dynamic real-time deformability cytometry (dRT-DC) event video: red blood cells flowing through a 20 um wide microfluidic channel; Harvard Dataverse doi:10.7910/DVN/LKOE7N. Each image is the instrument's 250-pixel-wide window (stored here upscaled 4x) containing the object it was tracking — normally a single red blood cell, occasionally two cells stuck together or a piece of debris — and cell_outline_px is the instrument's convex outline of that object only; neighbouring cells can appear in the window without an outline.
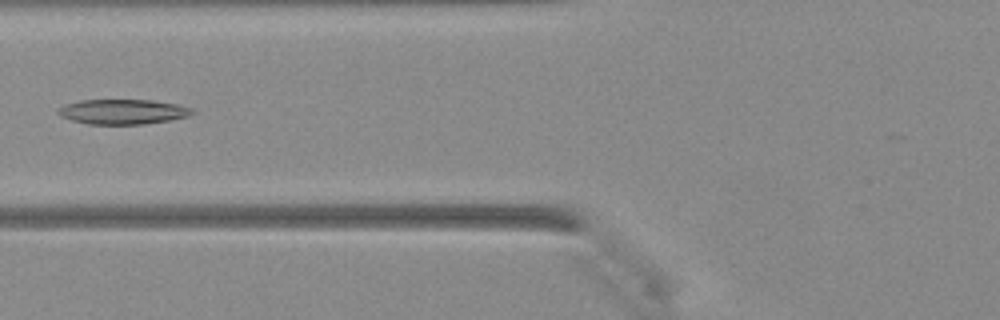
{"species": "Egyptian fruit bat (a non-hibernating species)", "species_latin": "Rousettus aegyptiacus", "temperature_condition": "warm", "stored_images_in_passage": 7, "camera_frame_rate_fps": 3000, "um_per_image_px": 0.085, "animal": {"sex": "female"}, "frame": {"image": 1, "passage_image": 5, "time_ms": 1.333, "image_size_px": [1000, 320], "cell_outline_px": [[196, 112], [188, 116], [168, 120], [144, 124], [88, 124], [72, 120], [60, 116], [56, 112], [64, 104], [80, 100], [152, 100], [176, 104], [192, 108]], "centroid_in_image_um": [10.43, 9.49], "position_along_channel_um": 115.4, "area_um2": 19.42}}